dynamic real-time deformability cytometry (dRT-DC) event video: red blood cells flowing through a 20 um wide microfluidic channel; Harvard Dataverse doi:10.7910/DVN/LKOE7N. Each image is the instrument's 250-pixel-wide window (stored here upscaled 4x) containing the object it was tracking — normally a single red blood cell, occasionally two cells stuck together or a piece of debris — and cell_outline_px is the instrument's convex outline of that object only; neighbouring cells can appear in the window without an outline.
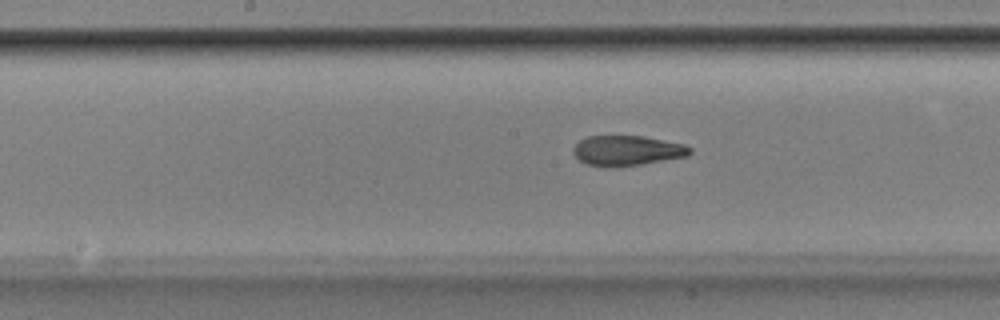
{"species": "Egyptian fruit bat (a non-hibernating species)", "species_latin": "Rousettus aegyptiacus", "temperature_condition": "room temperature", "stored_images_in_passage": 40, "camera_frame_rate_fps": 3000, "um_per_image_px": 0.085, "animal": {"sex": "male"}, "frame": {"image": 1, "passage_image": 14, "time_ms": 4.333, "image_size_px": [1000, 320], "cell_outline_px": [[692, 152], [688, 156], [616, 168], [608, 168], [588, 164], [580, 160], [572, 152], [572, 148], [580, 140], [588, 136], [644, 136], [684, 144], [692, 148]], "centroid_in_image_um": [53.3, 12.81], "position_along_channel_um": 194.9, "area_um2": 20.58}}
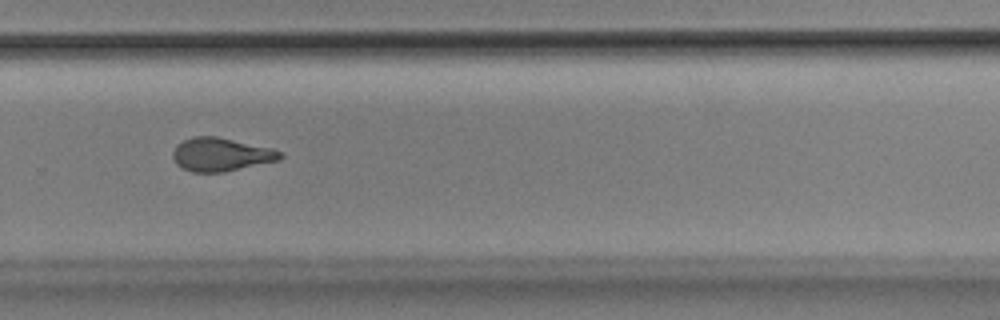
{"frame": {"image": 2, "passage_image": 23, "time_ms": 7.333, "image_size_px": [1000, 320], "cell_outline_px": [[284, 156], [280, 160], [224, 172], [192, 172], [180, 168], [176, 164], [172, 156], [172, 152], [176, 144], [192, 136], [216, 136], [272, 148], [284, 152]], "centroid_in_image_um": [18.78, 13.13], "position_along_channel_um": 311.0, "area_um2": 21.15}}
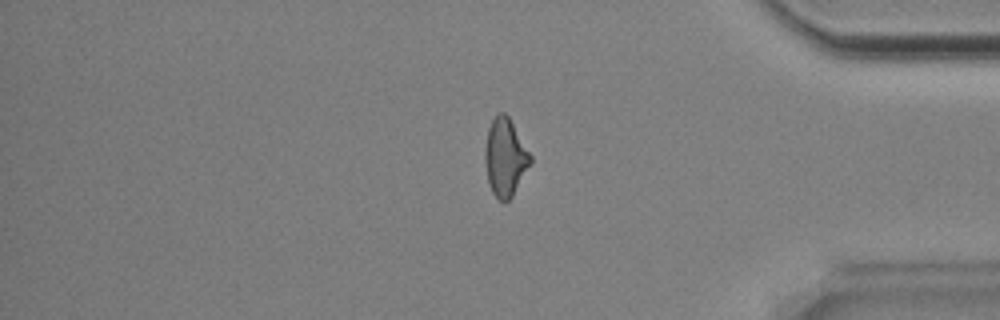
{"frame": {"image": 3, "passage_image": 31, "time_ms": 10.0, "image_size_px": [1000, 320], "cell_outline_px": [[532, 160], [512, 196], [504, 204], [492, 192], [488, 184], [484, 160], [484, 152], [488, 128], [492, 120], [500, 112], [504, 112], [508, 116], [532, 156]], "centroid_in_image_um": [42.92, 13.38], "position_along_channel_um": 392.3, "area_um2": 20.4}, "authors_computed_cell_mechanics": {"area_um2": 20.6924, "velocity_mm_per_s": 3.8868, "shape_relaxation_time_tau1_ms": null, "shape_relaxation_time_tau2_ms": 2.146, "deformation_change_tau1": null, "deformation_change_tau2": 0.0956}}